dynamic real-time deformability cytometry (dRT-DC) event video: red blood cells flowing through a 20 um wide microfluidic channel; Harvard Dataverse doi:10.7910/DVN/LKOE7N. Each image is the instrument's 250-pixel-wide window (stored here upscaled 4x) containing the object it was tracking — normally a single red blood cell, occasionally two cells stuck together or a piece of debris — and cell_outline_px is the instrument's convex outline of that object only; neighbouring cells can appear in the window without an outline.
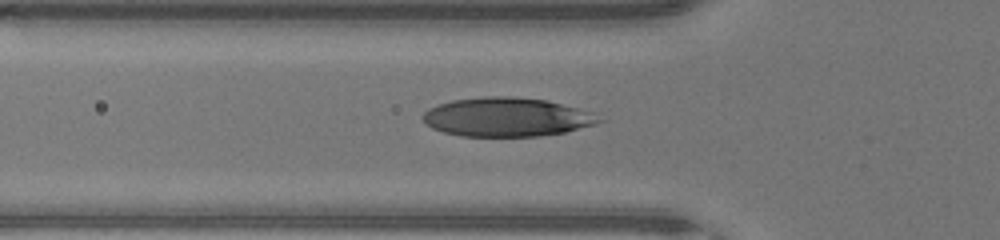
{"species": "human", "species_latin": "Homo sapiens", "temperature_condition": "warm", "stored_images_in_passage": 29, "camera_frame_rate_fps": 3000, "um_per_image_px": 0.085, "donor": {"sex": "male"}, "frame": {"image": 1, "passage_image": 3, "time_ms": 0.667, "image_size_px": [1000, 240], "cell_outline_px": [[608, 120], [596, 124], [564, 132], [540, 136], [460, 136], [444, 132], [432, 128], [420, 116], [428, 108], [436, 104], [452, 100], [484, 96], [512, 96], [548, 100], [596, 112]], "centroid_in_image_um": [43.14, 9.94], "position_along_channel_um": 82.7, "area_um2": 40.58}}
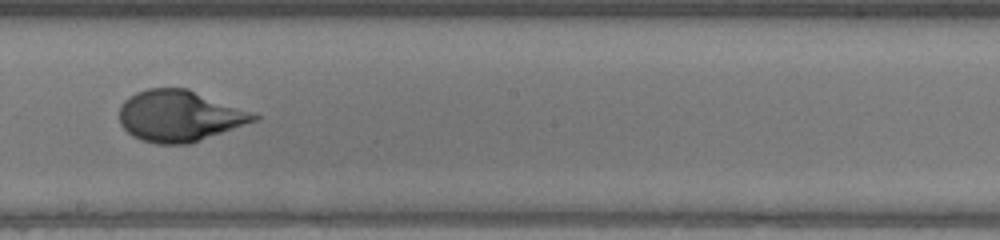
{"frame": {"image": 2, "passage_image": 13, "time_ms": 4.0, "image_size_px": [1000, 240], "cell_outline_px": [[260, 120], [188, 144], [156, 144], [140, 140], [132, 136], [120, 124], [120, 104], [128, 96], [136, 92], [148, 88], [188, 88], [260, 116]], "centroid_in_image_um": [15.22, 9.86], "position_along_channel_um": 233.0, "area_um2": 40.11}}
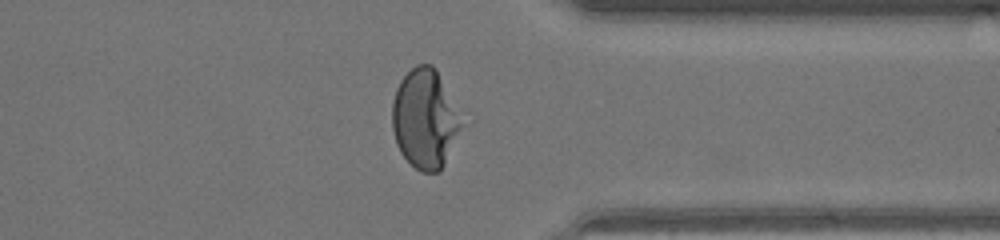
{"frame": {"image": 3, "passage_image": 23, "time_ms": 7.333, "image_size_px": [1000, 240], "cell_outline_px": [[468, 120], [440, 172], [420, 172], [400, 152], [396, 144], [392, 128], [392, 104], [396, 88], [400, 80], [416, 64], [432, 64], [436, 68], [464, 108], [468, 116]], "centroid_in_image_um": [36.25, 10.06], "position_along_channel_um": 375.1, "area_um2": 42.14}, "authors_computed_cell_mechanics": {"area_um2": 39.9398, "velocity_mm_per_s": 4.4539, "shape_relaxation_time_tau1_ms": 3.6771, "shape_relaxation_time_tau2_ms": null, "deformation_change_tau1": 0.2421, "deformation_change_tau2": null}}